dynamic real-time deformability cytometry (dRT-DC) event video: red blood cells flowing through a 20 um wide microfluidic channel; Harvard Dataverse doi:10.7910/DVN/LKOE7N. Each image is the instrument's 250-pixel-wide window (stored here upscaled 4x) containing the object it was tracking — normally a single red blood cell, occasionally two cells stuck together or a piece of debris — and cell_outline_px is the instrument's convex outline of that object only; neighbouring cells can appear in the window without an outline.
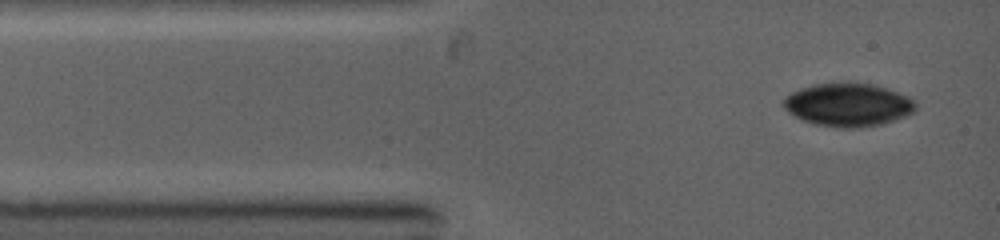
{"species": "common noctule bat (a hibernating species)", "species_latin": "Nyctalus noctula", "temperature_condition": "warm", "stored_images_in_passage": 3, "camera_frame_rate_fps": 5000, "um_per_image_px": 0.085, "animal": {"sex": "female", "body_mass_g": 19.0, "forearm_length_mm": 53.3}, "frame": {"image": 1, "passage_image": 1, "time_ms": 0.0, "image_size_px": [1000, 240], "cell_outline_px": [[916, 108], [912, 112], [904, 116], [880, 124], [856, 128], [840, 128], [816, 124], [800, 120], [788, 112], [784, 108], [780, 100], [784, 96], [800, 88], [816, 84], [848, 80], [872, 84], [888, 88], [908, 96], [916, 104]], "centroid_in_image_um": [72.02, 8.87], "position_along_channel_um": 13.0, "area_um2": 33.81}}